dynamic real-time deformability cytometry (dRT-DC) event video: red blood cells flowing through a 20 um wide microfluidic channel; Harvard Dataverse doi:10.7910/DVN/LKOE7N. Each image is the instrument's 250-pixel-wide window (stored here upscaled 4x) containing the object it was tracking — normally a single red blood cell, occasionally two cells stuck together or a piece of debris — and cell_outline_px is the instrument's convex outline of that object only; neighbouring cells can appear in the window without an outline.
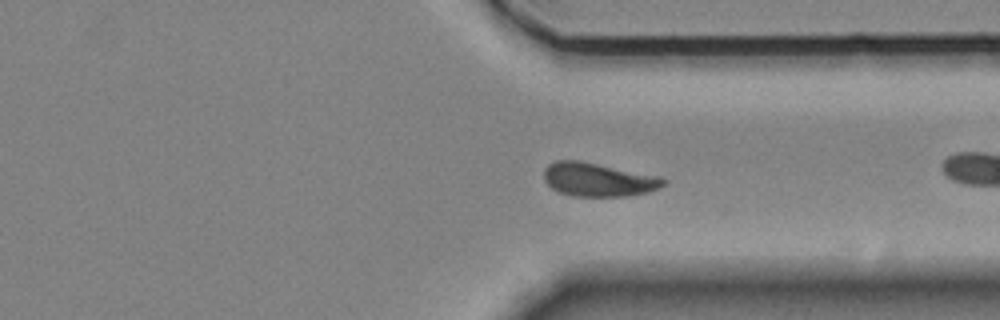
{"species": "Egyptian fruit bat (a non-hibernating species)", "species_latin": "Rousettus aegyptiacus", "temperature_condition": "room temperature", "stored_images_in_passage": 35, "camera_frame_rate_fps": 3000, "um_per_image_px": 0.085, "animal": {"sex": "female"}, "frame": {"image": 1, "passage_image": 20, "time_ms": 6.333, "image_size_px": [1000, 320], "cell_outline_px": [[668, 180], [660, 188], [648, 192], [628, 196], [572, 196], [560, 192], [552, 188], [544, 180], [544, 168], [548, 164], [556, 160], [580, 160], [664, 176]], "centroid_in_image_um": [50.9, 15.25], "position_along_channel_um": 360.5, "area_um2": 23.87}, "authors_computed_cell_mechanics": {"area_um2": 22.3108, "velocity_mm_per_s": 3.5671, "shape_relaxation_time_tau1_ms": null, "shape_relaxation_time_tau2_ms": 2.9016, "deformation_change_tau1": null, "deformation_change_tau2": 0.0707}}